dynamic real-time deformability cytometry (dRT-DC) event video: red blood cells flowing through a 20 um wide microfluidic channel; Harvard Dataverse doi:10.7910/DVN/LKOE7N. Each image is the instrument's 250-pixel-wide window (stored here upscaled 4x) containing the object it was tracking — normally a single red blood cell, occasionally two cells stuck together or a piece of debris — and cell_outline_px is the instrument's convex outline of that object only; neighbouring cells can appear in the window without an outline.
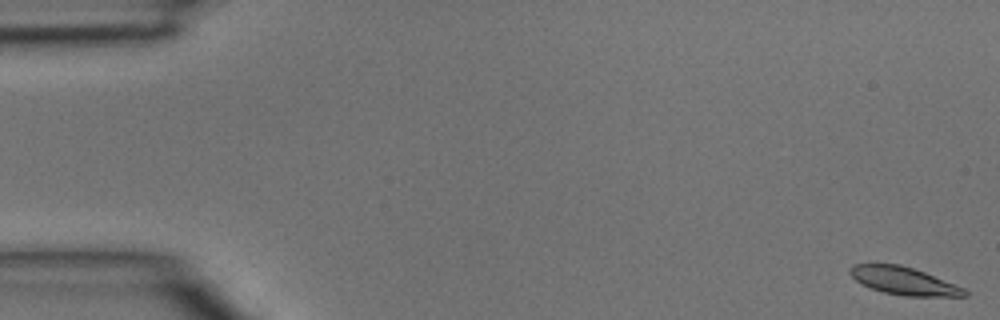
{"species": "common noctule bat (a hibernating species)", "species_latin": "Nyctalus noctula", "temperature_condition": "room temperature", "stored_images_in_passage": 5, "camera_frame_rate_fps": 3000, "um_per_image_px": 0.085, "animal": {"sex": "male", "body_mass_g": 15.6}, "frame": {"image": 1, "passage_image": 1, "time_ms": 0.0, "image_size_px": [1000, 320], "cell_outline_px": [[968, 296], [904, 296], [884, 292], [860, 284], [848, 272], [848, 268], [852, 264], [900, 264], [924, 272], [964, 288], [968, 292]], "centroid_in_image_um": [76.79, 23.87], "position_along_channel_um": 8.2, "area_um2": 18.38}}
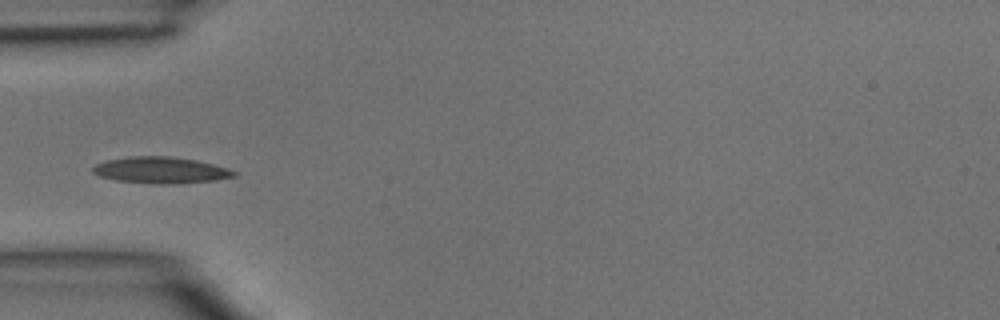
{"frame": {"image": 2, "passage_image": 4, "time_ms": 1.0, "image_size_px": [1000, 320], "cell_outline_px": [[236, 176], [216, 180], [168, 184], [152, 184], [116, 180], [100, 176], [92, 172], [92, 168], [96, 164], [108, 160], [128, 156], [168, 156], [196, 160], [228, 168], [236, 172]], "centroid_in_image_um": [13.65, 14.46], "position_along_channel_um": 71.3, "area_um2": 21.62}}
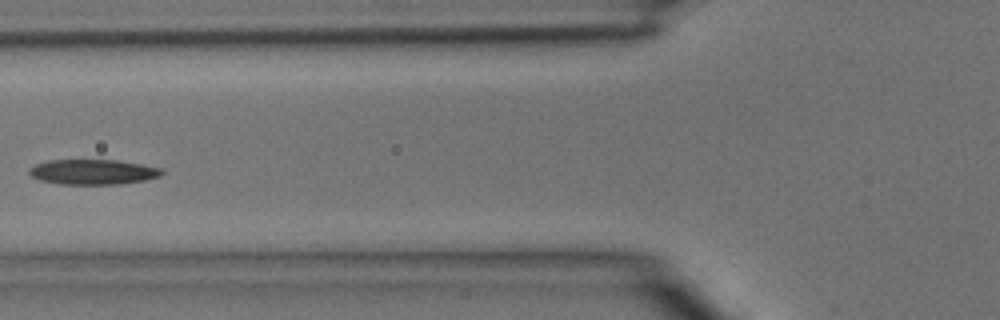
{"frame": {"image": 3, "passage_image": 5, "time_ms": 1.333, "image_size_px": [1000, 320], "cell_outline_px": [[164, 172], [160, 176], [144, 180], [120, 184], [60, 184], [40, 180], [32, 176], [28, 172], [28, 168], [36, 164], [48, 160], [120, 160], [144, 164], [164, 168]], "centroid_in_image_um": [7.94, 14.6], "position_along_channel_um": 117.9, "area_um2": 19.59}}